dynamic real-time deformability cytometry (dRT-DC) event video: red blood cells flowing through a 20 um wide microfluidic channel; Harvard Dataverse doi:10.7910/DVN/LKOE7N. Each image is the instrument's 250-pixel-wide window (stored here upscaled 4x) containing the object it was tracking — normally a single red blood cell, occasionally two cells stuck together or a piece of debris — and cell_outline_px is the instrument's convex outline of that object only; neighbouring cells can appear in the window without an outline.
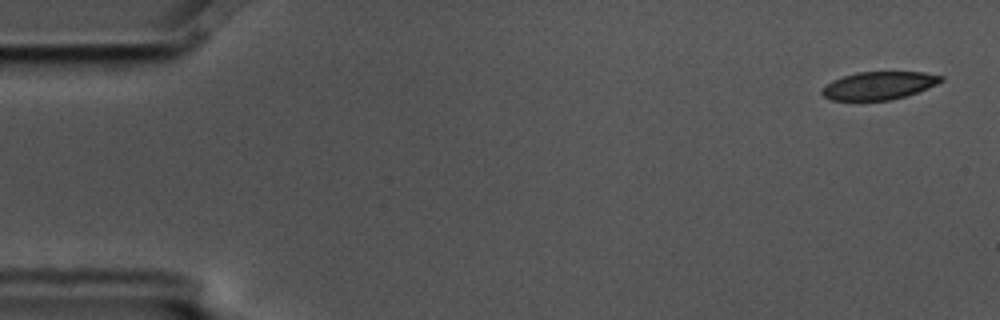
{"species": "common noctule bat (a hibernating species)", "species_latin": "Nyctalus noctula", "temperature_condition": "cold", "stored_images_in_passage": 5, "camera_frame_rate_fps": 3000, "um_per_image_px": 0.085, "animal": {"sex": "male", "body_mass_g": 17.5, "forearm_length_mm": 52.3}, "frame": {"image": 1, "passage_image": 1, "time_ms": 0.0, "image_size_px": [1000, 320], "cell_outline_px": [[944, 80], [936, 84], [916, 92], [904, 96], [888, 100], [832, 100], [824, 96], [820, 92], [832, 80], [856, 72], [924, 72], [944, 76]], "centroid_in_image_um": [74.71, 7.26], "position_along_channel_um": 10.3, "area_um2": 19.07}}
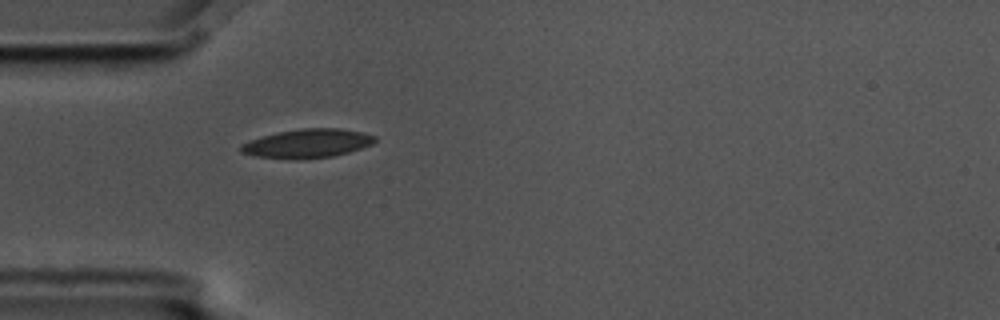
{"frame": {"image": 2, "passage_image": 5, "time_ms": 1.333, "image_size_px": [1000, 320], "cell_outline_px": [[376, 140], [372, 144], [348, 152], [332, 156], [296, 160], [292, 160], [256, 156], [240, 152], [240, 144], [276, 132], [300, 128], [340, 128], [364, 132], [376, 136]], "centroid_in_image_um": [26.13, 12.19], "position_along_channel_um": 58.9, "area_um2": 22.6}}